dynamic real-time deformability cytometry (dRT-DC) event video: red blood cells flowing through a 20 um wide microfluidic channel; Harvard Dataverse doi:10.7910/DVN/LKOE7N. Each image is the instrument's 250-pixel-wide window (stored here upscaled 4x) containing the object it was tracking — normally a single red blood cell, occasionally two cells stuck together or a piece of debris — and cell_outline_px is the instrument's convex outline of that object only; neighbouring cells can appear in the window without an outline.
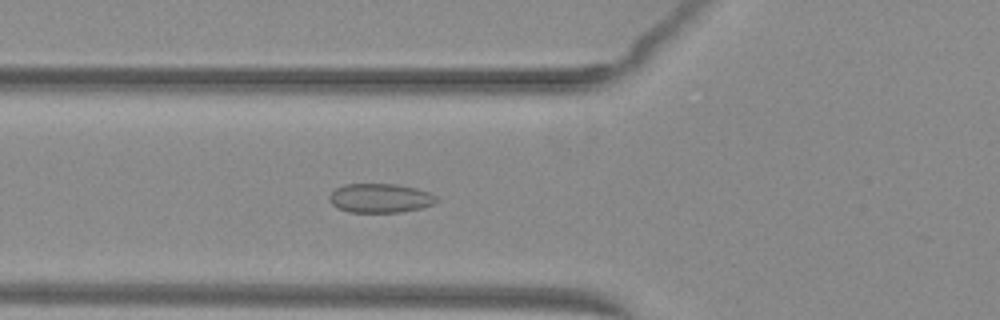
{"species": "common noctule bat (a hibernating species)", "species_latin": "Nyctalus noctula", "temperature_condition": "warm", "stored_images_in_passage": 37, "camera_frame_rate_fps": 3000, "um_per_image_px": 0.085, "animal": {"sex": "female", "body_mass_g": 29.2, "forearm_length_mm": 56.3}, "frame": {"image": 1, "passage_image": 5, "time_ms": 1.333, "image_size_px": [1000, 320], "cell_outline_px": [[436, 204], [420, 208], [400, 212], [348, 212], [336, 208], [328, 200], [328, 196], [336, 188], [344, 184], [396, 184], [416, 188], [428, 192], [436, 196]], "centroid_in_image_um": [32.28, 16.84], "position_along_channel_um": 93.5, "area_um2": 18.26}}
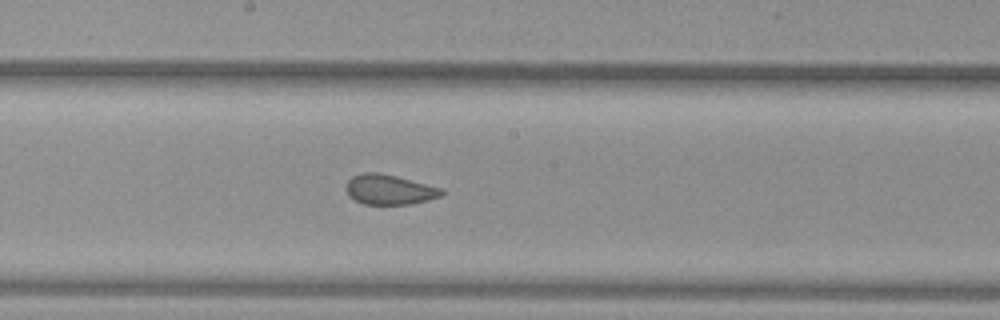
{"frame": {"image": 2, "passage_image": 14, "time_ms": 4.333, "image_size_px": [1000, 320], "cell_outline_px": [[444, 192], [440, 196], [428, 200], [408, 204], [364, 204], [348, 196], [344, 188], [348, 180], [352, 176], [364, 172], [376, 172], [396, 176], [444, 188]], "centroid_in_image_um": [33.07, 16.11], "position_along_channel_um": 215.1, "area_um2": 16.76}}
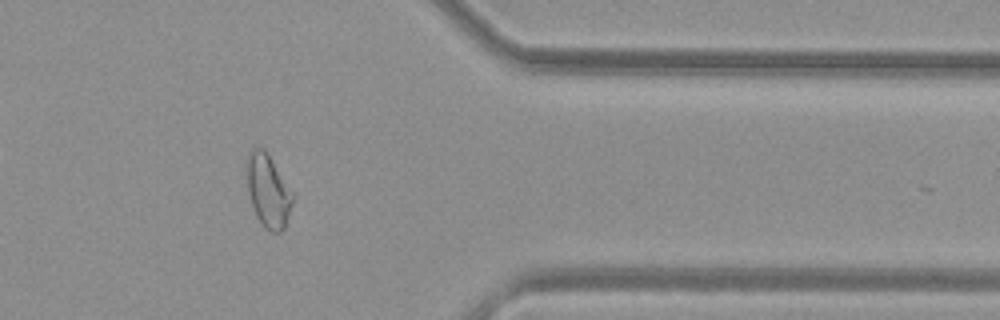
{"frame": {"image": 3, "passage_image": 28, "time_ms": 9.0, "image_size_px": [1000, 320], "cell_outline_px": [[292, 204], [284, 228], [280, 232], [272, 232], [264, 228], [260, 224], [256, 216], [248, 192], [248, 152], [252, 148], [264, 148], [268, 152], [292, 192]], "centroid_in_image_um": [22.79, 16.23], "position_along_channel_um": 388.6, "area_um2": 19.19}, "authors_computed_cell_mechanics": {"area_um2": 17.8024, "velocity_mm_per_s": 4.04, "shape_relaxation_time_tau1_ms": null, "shape_relaxation_time_tau2_ms": 1.0319, "deformation_change_tau1": null, "deformation_change_tau2": 0.07}}